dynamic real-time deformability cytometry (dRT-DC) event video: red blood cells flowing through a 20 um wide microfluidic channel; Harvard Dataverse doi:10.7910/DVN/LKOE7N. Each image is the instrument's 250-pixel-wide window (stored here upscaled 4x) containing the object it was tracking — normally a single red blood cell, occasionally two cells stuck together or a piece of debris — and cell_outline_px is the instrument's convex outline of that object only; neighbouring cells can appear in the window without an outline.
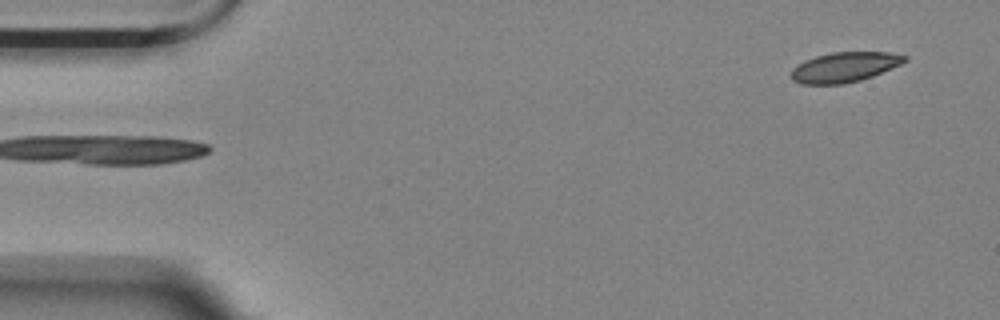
{"species": "Egyptian fruit bat (a non-hibernating species)", "species_latin": "Rousettus aegyptiacus", "temperature_condition": "room temperature", "stored_images_in_passage": 4, "segment_of_instrument_passage": [2, 2], "camera_frame_rate_fps": 3000, "um_per_image_px": 0.085, "animal": {"sex": "female"}, "frame": {"image": 1, "passage_image": 4, "time_ms": 4.333, "image_size_px": [1000, 320], "cell_outline_px": [[908, 60], [900, 64], [872, 76], [860, 80], [844, 84], [800, 84], [792, 80], [792, 68], [796, 64], [804, 60], [816, 56], [832, 52], [888, 52], [908, 56]], "centroid_in_image_um": [71.76, 5.7], "position_along_channel_um": 13.2, "area_um2": 19.83}}